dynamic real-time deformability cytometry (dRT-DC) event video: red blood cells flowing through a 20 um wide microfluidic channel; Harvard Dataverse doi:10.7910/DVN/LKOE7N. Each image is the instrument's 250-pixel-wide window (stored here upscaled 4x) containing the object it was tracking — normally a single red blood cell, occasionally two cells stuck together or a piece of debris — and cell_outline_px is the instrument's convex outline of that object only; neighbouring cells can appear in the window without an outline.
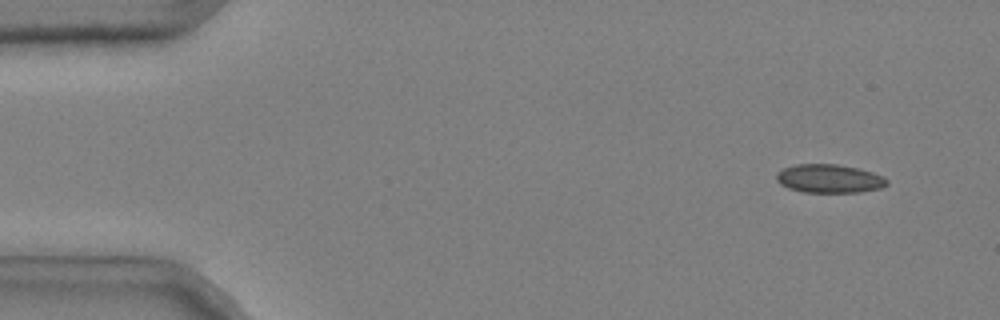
{"species": "common noctule bat (a hibernating species)", "species_latin": "Nyctalus noctula", "temperature_condition": "cold", "stored_images_in_passage": 49, "camera_frame_rate_fps": 3000, "um_per_image_px": 0.085, "animal": {"sex": "male", "body_mass_g": 20.4}, "frame": {"image": 1, "passage_image": 1, "time_ms": 0.0, "image_size_px": [1000, 320], "cell_outline_px": [[888, 184], [880, 188], [860, 192], [804, 192], [788, 188], [780, 184], [776, 180], [776, 172], [784, 168], [796, 164], [836, 164], [860, 168], [884, 176], [888, 180]], "centroid_in_image_um": [70.49, 15.18], "position_along_channel_um": 14.5, "area_um2": 18.5}}
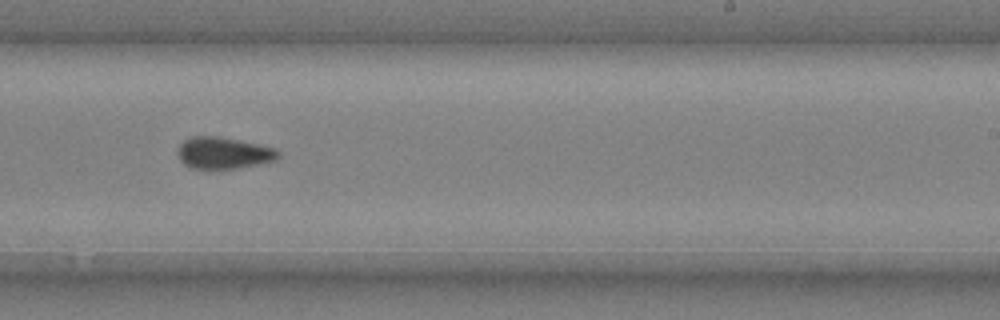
{"frame": {"image": 2, "passage_image": 30, "time_ms": 9.667, "image_size_px": [1000, 320], "cell_outline_px": [[280, 156], [276, 160], [236, 168], [192, 168], [184, 164], [180, 160], [180, 144], [184, 140], [192, 136], [220, 136], [276, 148], [280, 152]], "centroid_in_image_um": [19.03, 12.99], "position_along_channel_um": 270.0, "area_um2": 18.26}}
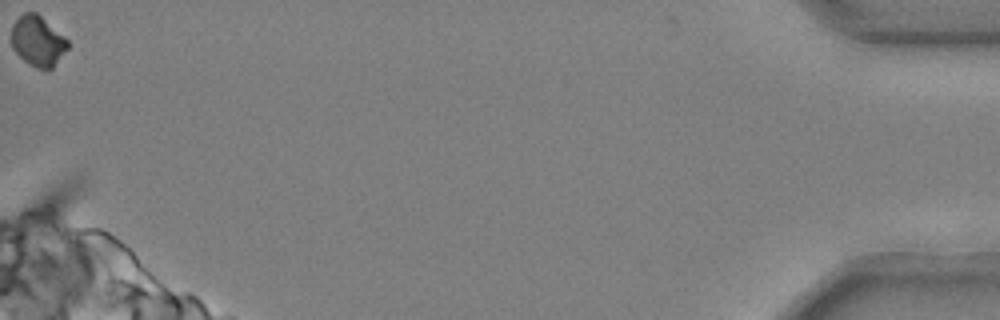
{"frame": {"image": 3, "passage_image": 49, "time_ms": 16.0, "image_size_px": [1000, 320], "cell_outline_px": [[68, 48], [52, 68], [48, 72], [36, 68], [28, 64], [12, 48], [12, 24], [24, 12], [36, 12], [64, 36], [68, 40]], "centroid_in_image_um": [3.21, 3.51], "position_along_channel_um": 432.0, "area_um2": 16.53}, "authors_computed_cell_mechanics": {"area_um2": 18.207, "velocity_mm_per_s": 3.6992, "shape_relaxation_time_tau1_ms": null, "shape_relaxation_time_tau2_ms": 3.5584, "deformation_change_tau1": null, "deformation_change_tau2": 0.075}}